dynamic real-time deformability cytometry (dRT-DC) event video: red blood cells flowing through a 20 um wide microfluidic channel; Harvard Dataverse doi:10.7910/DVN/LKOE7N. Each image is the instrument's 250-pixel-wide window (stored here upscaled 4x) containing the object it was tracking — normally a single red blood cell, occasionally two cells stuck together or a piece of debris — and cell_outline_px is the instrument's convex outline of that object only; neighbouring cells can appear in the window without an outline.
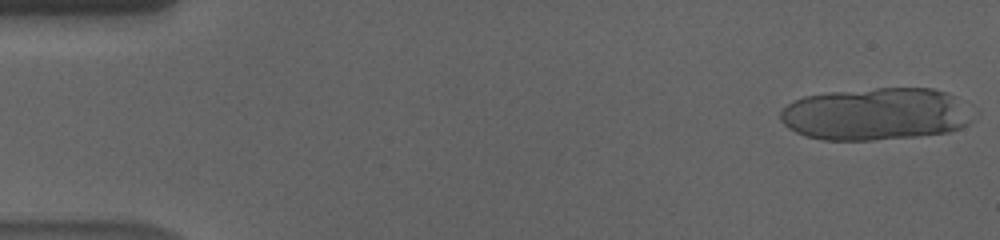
{"species": "human", "species_latin": "Homo sapiens", "temperature_condition": "cold", "stored_images_in_passage": 17, "camera_frame_rate_fps": 3000, "um_per_image_px": 0.085, "donor": {"sex": "male"}, "frame": {"image": 1, "passage_image": 1, "time_ms": 0.0, "image_size_px": [1000, 240], "cell_outline_px": [[980, 112], [968, 124], [960, 128], [948, 132], [916, 136], [872, 140], [824, 140], [808, 136], [796, 132], [788, 128], [780, 120], [780, 112], [788, 104], [804, 96], [832, 92], [876, 88], [932, 88], [948, 92]], "centroid_in_image_um": [74.55, 9.69], "position_along_channel_um": 10.5, "area_um2": 59.42}}